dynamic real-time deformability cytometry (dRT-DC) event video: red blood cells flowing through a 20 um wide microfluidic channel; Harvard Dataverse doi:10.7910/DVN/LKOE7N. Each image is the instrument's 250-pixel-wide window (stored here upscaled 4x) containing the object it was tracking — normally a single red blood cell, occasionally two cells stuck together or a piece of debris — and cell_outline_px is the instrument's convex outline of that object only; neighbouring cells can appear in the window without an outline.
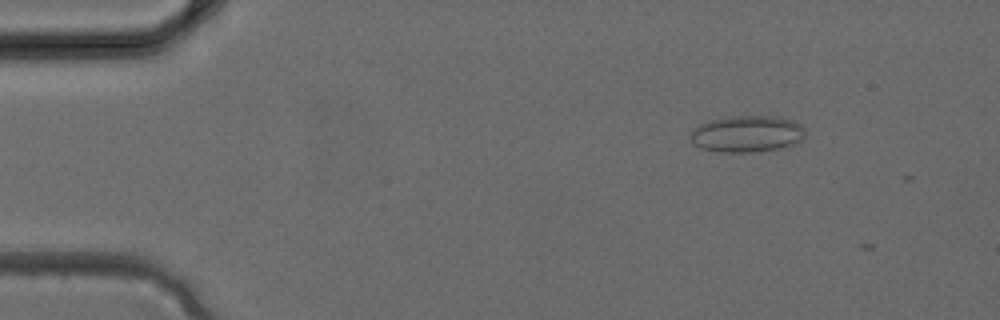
{"species": "common noctule bat (a hibernating species)", "species_latin": "Nyctalus noctula", "temperature_condition": "cold", "stored_images_in_passage": 4, "camera_frame_rate_fps": 3000, "um_per_image_px": 0.085, "animal": {"sex": "female", "body_mass_g": 24.6, "forearm_length_mm": 56.2}, "frame": {"image": 1, "passage_image": 4, "time_ms": 1.0, "image_size_px": [1000, 320], "cell_outline_px": [[804, 140], [784, 148], [760, 152], [720, 152], [700, 148], [692, 144], [688, 136], [692, 128], [708, 120], [728, 116], [780, 116], [792, 120], [800, 124], [804, 128]], "centroid_in_image_um": [63.47, 11.38], "position_along_channel_um": 21.5, "area_um2": 25.2}}